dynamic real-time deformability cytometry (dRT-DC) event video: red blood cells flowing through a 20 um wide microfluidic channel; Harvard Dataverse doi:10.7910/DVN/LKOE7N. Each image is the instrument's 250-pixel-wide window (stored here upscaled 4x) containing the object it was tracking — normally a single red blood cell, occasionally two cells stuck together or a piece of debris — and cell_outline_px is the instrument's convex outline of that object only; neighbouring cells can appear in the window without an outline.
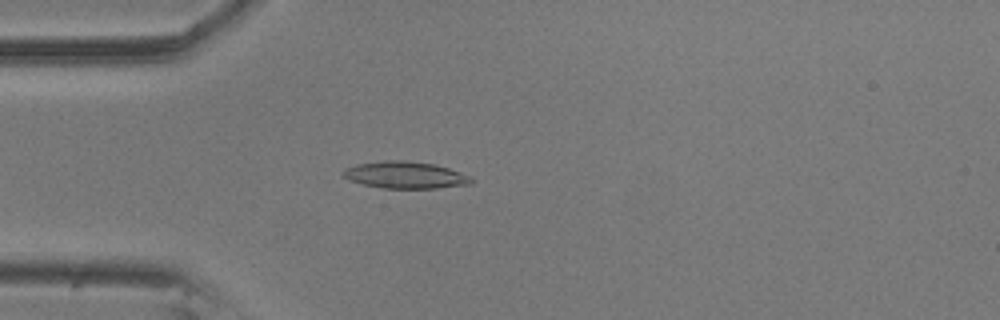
{"species": "common noctule bat (a hibernating species)", "species_latin": "Nyctalus noctula", "temperature_condition": "room temperature", "stored_images_in_passage": 57, "camera_frame_rate_fps": 3000, "um_per_image_px": 0.085, "animal": {"sex": "male", "body_mass_g": 20.5, "forearm_length_mm": 52.5}, "frame": {"image": 1, "passage_image": 16, "time_ms": 5.0, "image_size_px": [1000, 320], "cell_outline_px": [[472, 184], [436, 188], [384, 188], [364, 184], [352, 180], [344, 176], [340, 172], [344, 168], [356, 164], [384, 160], [404, 160], [432, 164], [448, 168], [472, 176]], "centroid_in_image_um": [34.45, 14.87], "position_along_channel_um": 50.6, "area_um2": 20.0}}
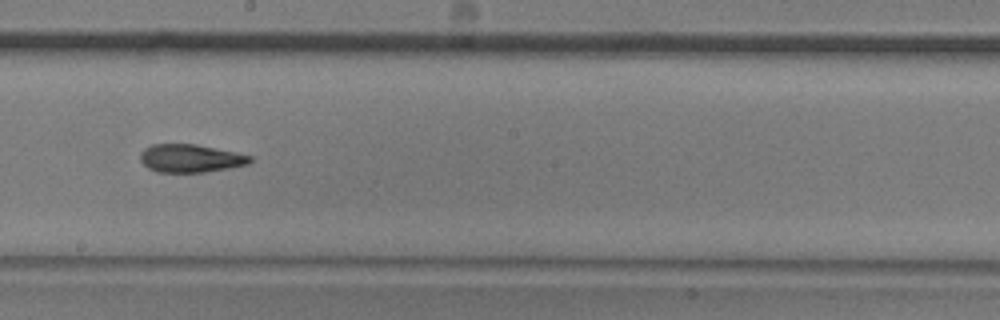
{"frame": {"image": 2, "passage_image": 32, "time_ms": 10.333, "image_size_px": [1000, 320], "cell_outline_px": [[252, 160], [248, 164], [228, 168], [204, 172], [156, 172], [148, 168], [140, 160], [140, 152], [144, 148], [152, 144], [196, 144], [236, 152], [252, 156]], "centroid_in_image_um": [16.17, 13.45], "position_along_channel_um": 232.0, "area_um2": 17.98}}
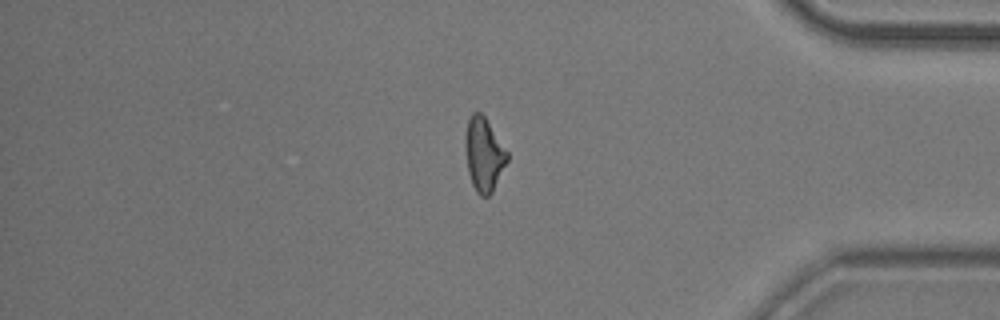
{"frame": {"image": 3, "passage_image": 48, "time_ms": 15.667, "image_size_px": [1000, 320], "cell_outline_px": [[508, 160], [492, 192], [488, 196], [480, 196], [476, 192], [472, 184], [468, 172], [464, 148], [464, 136], [468, 120], [472, 112], [480, 112], [484, 116], [508, 152]], "centroid_in_image_um": [41.1, 13.13], "position_along_channel_um": 394.1, "area_um2": 18.03}, "authors_computed_cell_mechanics": {"area_um2": 18.3804, "velocity_mm_per_s": 3.5543, "shape_relaxation_time_tau1_ms": 10.41, "shape_relaxation_time_tau2_ms": 4.3757, "deformation_change_tau1": 0.2387, "deformation_change_tau2": 0.1339}}